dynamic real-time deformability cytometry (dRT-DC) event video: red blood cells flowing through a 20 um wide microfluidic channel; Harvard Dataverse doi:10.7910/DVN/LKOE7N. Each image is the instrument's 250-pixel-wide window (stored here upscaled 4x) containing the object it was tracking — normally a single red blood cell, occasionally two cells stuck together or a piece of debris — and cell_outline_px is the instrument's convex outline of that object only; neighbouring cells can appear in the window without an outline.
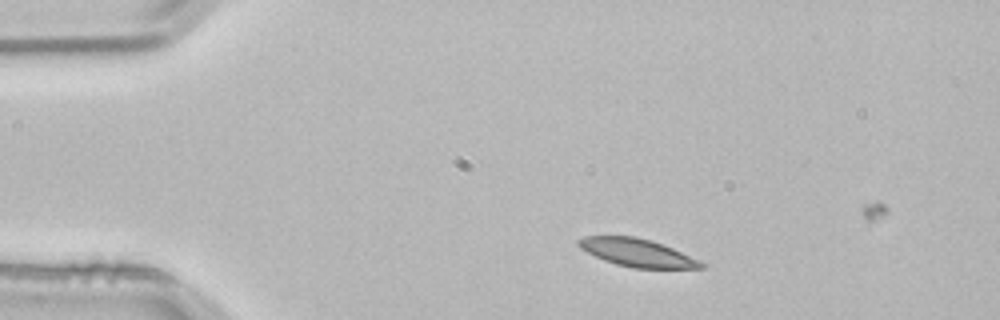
{"species": "common noctule bat (a hibernating species)", "species_latin": "Nyctalus noctula", "temperature_condition": "room temperature", "stored_images_in_passage": 2, "camera_frame_rate_fps": 3000, "um_per_image_px": 0.085, "animal": {"sex": "male", "body_mass_g": 21.5, "forearm_length_mm": 52.0}, "frame": {"image": 1, "passage_image": 1, "time_ms": 0.0, "image_size_px": [1000, 320], "cell_outline_px": [[704, 268], [632, 268], [616, 264], [604, 260], [580, 248], [576, 244], [576, 240], [584, 236], [632, 236], [648, 240], [672, 248], [704, 264]], "centroid_in_image_um": [54.07, 21.47], "position_along_channel_um": 30.9, "area_um2": 19.42}}